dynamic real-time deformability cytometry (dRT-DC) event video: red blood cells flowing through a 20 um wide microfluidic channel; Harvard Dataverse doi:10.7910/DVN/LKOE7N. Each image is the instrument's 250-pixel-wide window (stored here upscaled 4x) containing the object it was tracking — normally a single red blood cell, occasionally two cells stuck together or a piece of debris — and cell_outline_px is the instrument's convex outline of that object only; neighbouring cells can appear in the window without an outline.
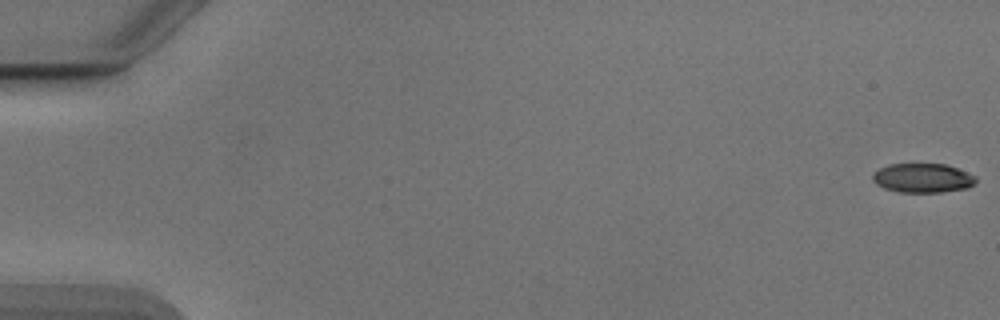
{"species": "Egyptian fruit bat (a non-hibernating species)", "species_latin": "Rousettus aegyptiacus", "temperature_condition": "cold", "stored_images_in_passage": 14, "camera_frame_rate_fps": 3000, "um_per_image_px": 0.085, "animal": {"sex": "male"}, "frame": {"image": 1, "passage_image": 1, "time_ms": 0.0, "image_size_px": [1000, 320], "cell_outline_px": [[976, 180], [968, 188], [940, 192], [896, 192], [884, 188], [876, 184], [872, 180], [872, 172], [888, 164], [948, 164], [976, 176]], "centroid_in_image_um": [78.39, 15.13], "position_along_channel_um": 6.6, "area_um2": 17.69}}
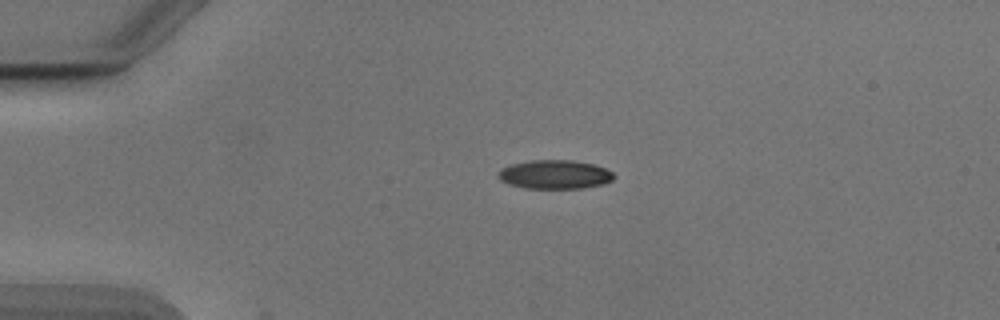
{"frame": {"image": 2, "passage_image": 13, "time_ms": 4.0, "image_size_px": [1000, 320], "cell_outline_px": [[616, 176], [612, 180], [604, 184], [584, 188], [524, 188], [508, 184], [500, 180], [496, 176], [500, 168], [512, 164], [532, 160], [572, 160], [592, 164], [604, 168], [612, 172]], "centroid_in_image_um": [47.13, 14.83], "position_along_channel_um": 37.9, "area_um2": 19.54}}